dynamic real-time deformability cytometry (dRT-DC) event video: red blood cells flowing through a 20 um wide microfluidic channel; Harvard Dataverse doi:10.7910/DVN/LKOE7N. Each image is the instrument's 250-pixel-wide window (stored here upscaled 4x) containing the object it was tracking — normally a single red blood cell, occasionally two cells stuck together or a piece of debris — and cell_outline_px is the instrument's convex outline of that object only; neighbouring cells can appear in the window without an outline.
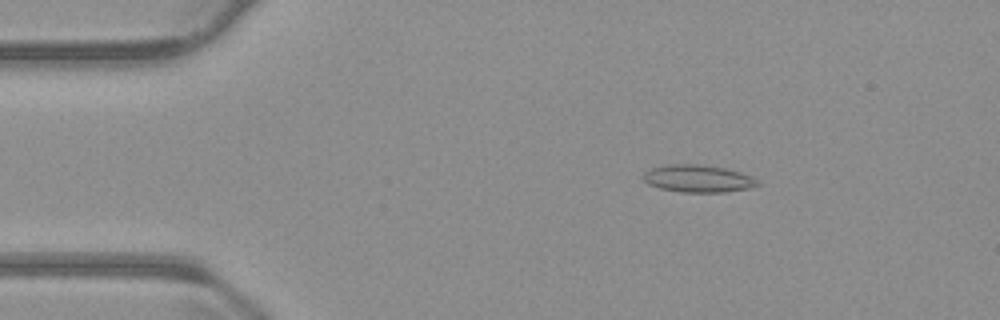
{"species": "common noctule bat (a hibernating species)", "species_latin": "Nyctalus noctula", "temperature_condition": "warm", "stored_images_in_passage": 54, "camera_frame_rate_fps": 3000, "um_per_image_px": 0.085, "animal": {"sex": "male", "body_mass_g": 23.1, "forearm_length_mm": 52.7}, "frame": {"image": 1, "passage_image": 9, "time_ms": 2.667, "image_size_px": [1000, 320], "cell_outline_px": [[760, 184], [748, 188], [724, 192], [680, 192], [660, 188], [648, 184], [644, 180], [644, 172], [652, 168], [664, 164], [700, 164], [724, 168], [740, 172], [752, 176], [760, 180]], "centroid_in_image_um": [59.34, 15.17], "position_along_channel_um": 25.7, "area_um2": 18.26}}
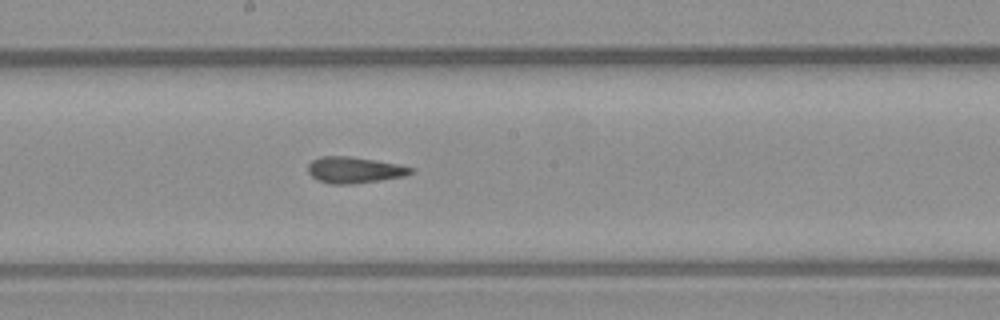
{"frame": {"image": 2, "passage_image": 29, "time_ms": 9.333, "image_size_px": [1000, 320], "cell_outline_px": [[416, 168], [412, 172], [404, 176], [380, 180], [352, 184], [332, 184], [316, 180], [308, 172], [308, 164], [312, 160], [320, 156], [352, 156], [396, 164]], "centroid_in_image_um": [30.09, 14.44], "position_along_channel_um": 218.1, "area_um2": 15.72}}
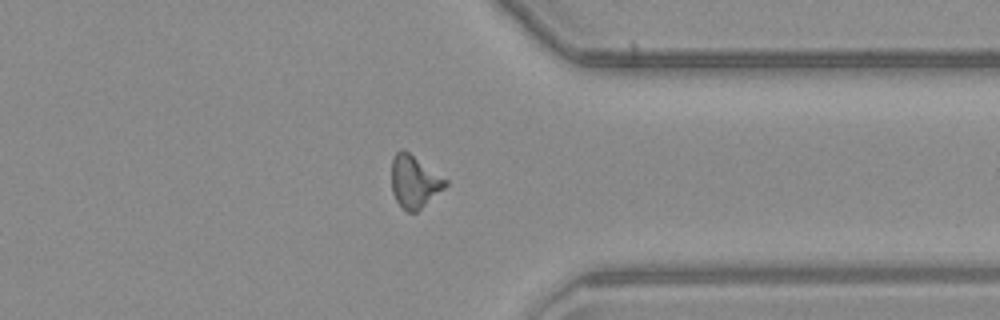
{"frame": {"image": 3, "passage_image": 42, "time_ms": 13.667, "image_size_px": [1000, 320], "cell_outline_px": [[448, 184], [444, 188], [416, 212], [408, 212], [396, 200], [392, 192], [392, 156], [400, 148], [404, 148], [448, 180]], "centroid_in_image_um": [35.21, 15.39], "position_along_channel_um": 376.2, "area_um2": 16.42}, "authors_computed_cell_mechanics": {"area_um2": 15.9239, "velocity_mm_per_s": 3.8061, "shape_relaxation_time_tau1_ms": 9.6267, "shape_relaxation_time_tau2_ms": 2.5209, "deformation_change_tau1": 0.2436, "deformation_change_tau2": 0.1132}}